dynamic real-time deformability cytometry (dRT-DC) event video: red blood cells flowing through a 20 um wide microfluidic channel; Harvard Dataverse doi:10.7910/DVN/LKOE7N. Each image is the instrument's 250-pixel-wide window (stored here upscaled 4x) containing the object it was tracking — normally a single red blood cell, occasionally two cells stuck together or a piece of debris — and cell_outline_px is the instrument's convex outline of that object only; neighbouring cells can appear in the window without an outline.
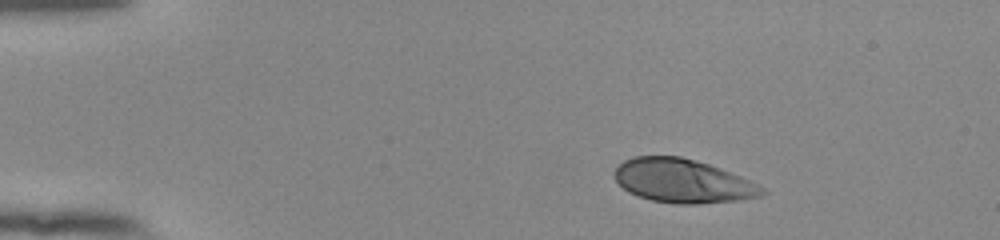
{"species": "human", "species_latin": "Homo sapiens", "temperature_condition": "room temperature", "stored_images_in_passage": 45, "camera_frame_rate_fps": 3000, "um_per_image_px": 0.085, "donor": {"sex": "female"}, "frame": {"image": 1, "passage_image": 1, "time_ms": 0.0, "image_size_px": [1000, 240], "cell_outline_px": [[768, 192], [760, 196], [740, 200], [696, 204], [680, 204], [652, 200], [628, 192], [616, 180], [612, 172], [624, 160], [632, 156], [680, 156], [696, 160], [720, 168], [740, 176], [764, 188]], "centroid_in_image_um": [58.02, 15.37], "position_along_channel_um": 27.0, "area_um2": 37.45}}
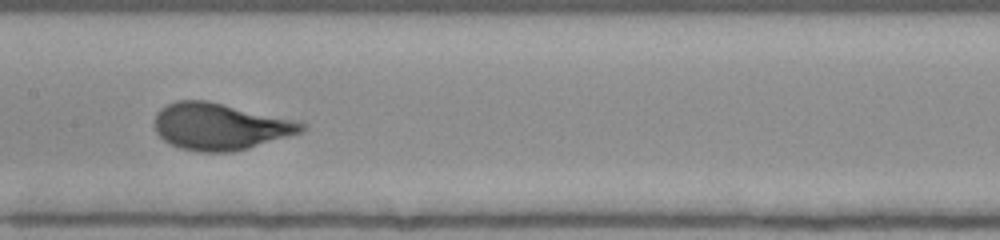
{"frame": {"image": 2, "passage_image": 20, "time_ms": 6.333, "image_size_px": [1000, 240], "cell_outline_px": [[308, 128], [304, 132], [248, 148], [232, 152], [200, 152], [180, 148], [164, 140], [156, 132], [156, 112], [160, 108], [176, 100], [204, 100], [292, 120], [308, 124]], "centroid_in_image_um": [18.7, 10.77], "position_along_channel_um": 188.7, "area_um2": 39.59}}
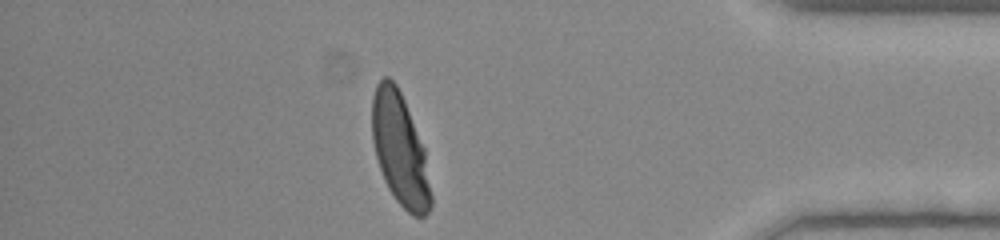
{"frame": {"image": 3, "passage_image": 39, "time_ms": 12.667, "image_size_px": [1000, 240], "cell_outline_px": [[432, 208], [424, 216], [412, 216], [396, 200], [388, 188], [384, 180], [376, 156], [372, 140], [372, 96], [376, 84], [384, 76], [388, 76], [396, 84], [404, 100], [424, 148], [432, 196]], "centroid_in_image_um": [33.99, 12.72], "position_along_channel_um": 401.2, "area_um2": 38.32}, "authors_computed_cell_mechanics": {"area_um2": 38.2058, "velocity_mm_per_s": 3.8671, "shape_relaxation_time_tau1_ms": 3.1354, "shape_relaxation_time_tau2_ms": null, "deformation_change_tau1": 0.1954, "deformation_change_tau2": null}}